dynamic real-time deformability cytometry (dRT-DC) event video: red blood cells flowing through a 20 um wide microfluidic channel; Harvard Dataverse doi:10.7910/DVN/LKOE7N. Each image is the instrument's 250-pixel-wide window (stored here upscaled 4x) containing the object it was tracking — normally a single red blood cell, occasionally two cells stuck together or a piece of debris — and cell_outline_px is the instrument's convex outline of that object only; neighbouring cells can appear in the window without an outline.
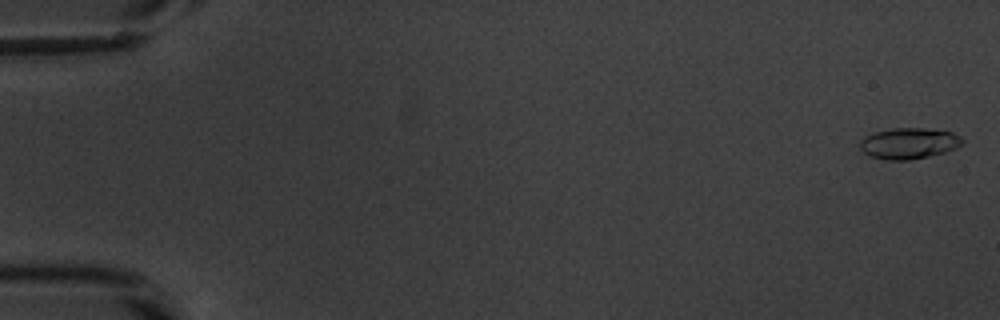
{"species": "common noctule bat (a hibernating species)", "species_latin": "Nyctalus noctula", "temperature_condition": "warm", "stored_images_in_passage": 10, "camera_frame_rate_fps": 3000, "um_per_image_px": 0.085, "animal": {"sex": "male", "body_mass_g": 20.1, "forearm_length_mm": 53.5}, "frame": {"image": 1, "passage_image": 2, "time_ms": 0.333, "image_size_px": [1000, 320], "cell_outline_px": [[964, 144], [956, 148], [944, 152], [928, 156], [908, 160], [888, 160], [872, 156], [864, 152], [860, 148], [860, 140], [864, 136], [872, 132], [892, 128], [924, 128], [952, 132], [960, 136], [964, 140]], "centroid_in_image_um": [77.26, 12.17], "position_along_channel_um": 7.7, "area_um2": 18.55}}